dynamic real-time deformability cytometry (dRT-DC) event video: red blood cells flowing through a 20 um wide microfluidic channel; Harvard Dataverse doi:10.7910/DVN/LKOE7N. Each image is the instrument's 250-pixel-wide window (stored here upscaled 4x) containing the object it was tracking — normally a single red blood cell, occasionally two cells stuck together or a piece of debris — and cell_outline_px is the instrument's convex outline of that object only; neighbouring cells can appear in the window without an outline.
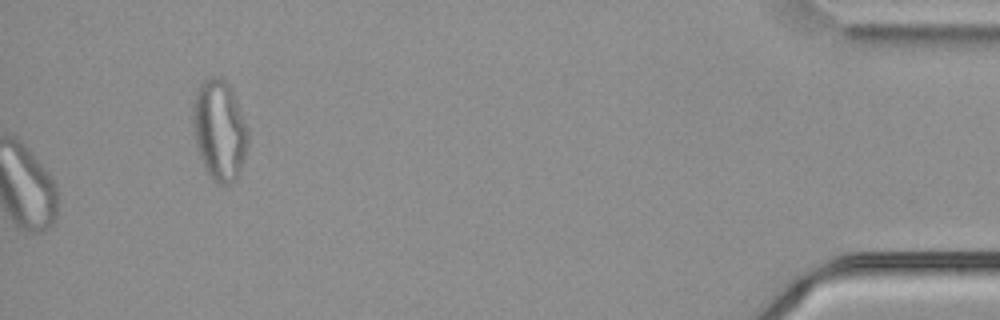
{"species": "common noctule bat (a hibernating species)", "species_latin": "Nyctalus noctula", "temperature_condition": "cold", "stored_images_in_passage": 49, "camera_frame_rate_fps": 3000, "um_per_image_px": 0.085, "animal": {"sex": "male", "body_mass_g": 21.5, "forearm_length_mm": 52.0}, "frame": {"image": 1, "passage_image": 49, "time_ms": 16.0, "image_size_px": [1000, 320], "cell_outline_px": [[248, 144], [240, 172], [228, 184], [220, 184], [208, 176], [200, 160], [196, 144], [196, 92], [200, 84], [204, 80], [212, 76], [216, 76], [224, 80], [232, 88], [248, 128]], "centroid_in_image_um": [18.71, 11.09], "position_along_channel_um": 416.5, "area_um2": 31.44}, "authors_computed_cell_mechanics": {"area_um2": 29.767, "velocity_mm_per_s": 3.7104, "shape_relaxation_time_tau1_ms": null, "shape_relaxation_time_tau2_ms": 3.6727, "deformation_change_tau1": null, "deformation_change_tau2": 0.1202}}